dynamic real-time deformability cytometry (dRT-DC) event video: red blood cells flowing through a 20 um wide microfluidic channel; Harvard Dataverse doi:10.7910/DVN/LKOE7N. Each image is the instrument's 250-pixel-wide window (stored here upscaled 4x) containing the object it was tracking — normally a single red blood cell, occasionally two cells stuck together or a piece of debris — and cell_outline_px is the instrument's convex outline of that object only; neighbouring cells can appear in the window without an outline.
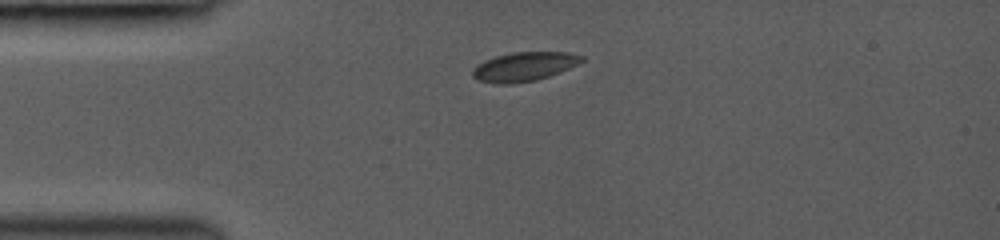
{"species": "common noctule bat (a hibernating species)", "species_latin": "Nyctalus noctula", "temperature_condition": "room temperature", "stored_images_in_passage": 32, "camera_frame_rate_fps": 3000, "um_per_image_px": 0.085, "animal": {"sex": "female", "body_mass_g": 19.0, "forearm_length_mm": 53.3}, "frame": {"image": 1, "passage_image": 1, "time_ms": 0.0, "image_size_px": [1000, 240], "cell_outline_px": [[584, 60], [560, 72], [536, 80], [512, 84], [496, 84], [476, 80], [472, 76], [472, 68], [484, 60], [496, 56], [512, 52], [568, 52], [584, 56]], "centroid_in_image_um": [44.5, 5.67], "position_along_channel_um": 40.5, "area_um2": 18.55}}
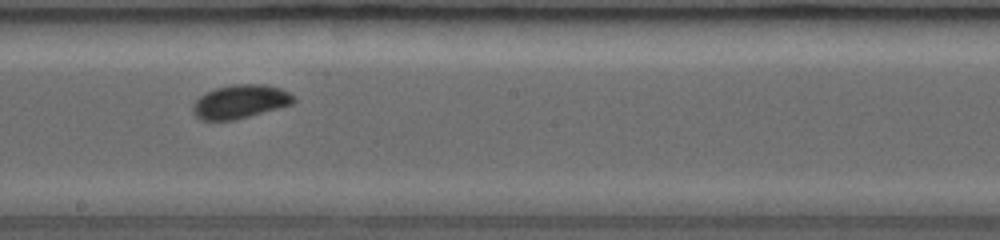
{"frame": {"image": 2, "passage_image": 16, "time_ms": 5.0, "image_size_px": [1000, 240], "cell_outline_px": [[296, 100], [292, 104], [236, 120], [200, 120], [192, 112], [192, 104], [200, 96], [216, 88], [236, 84], [264, 84], [280, 88], [296, 96]], "centroid_in_image_um": [20.43, 8.64], "position_along_channel_um": 227.8, "area_um2": 19.77}}
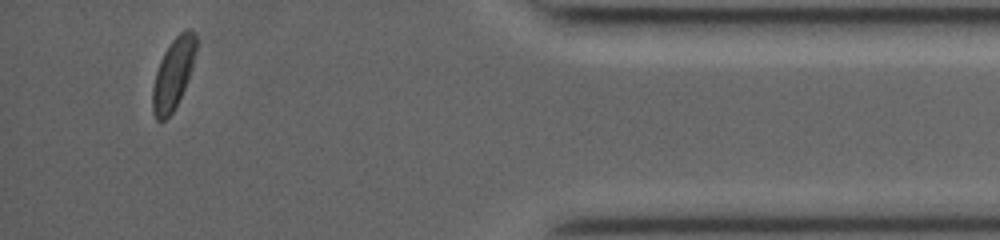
{"frame": {"image": 3, "passage_image": 32, "time_ms": 10.333, "image_size_px": [1000, 240], "cell_outline_px": [[196, 48], [192, 64], [184, 88], [172, 112], [164, 120], [156, 120], [152, 112], [152, 88], [156, 72], [160, 60], [164, 52], [172, 40], [184, 28], [188, 28], [196, 36]], "centroid_in_image_um": [14.69, 6.26], "position_along_channel_um": 420.5, "area_um2": 17.57}, "authors_computed_cell_mechanics": {"area_um2": 18.7272, "velocity_mm_per_s": 4.2613, "shape_relaxation_time_tau1_ms": 3.1175, "shape_relaxation_time_tau2_ms": null, "deformation_change_tau1": 0.1023, "deformation_change_tau2": null}}